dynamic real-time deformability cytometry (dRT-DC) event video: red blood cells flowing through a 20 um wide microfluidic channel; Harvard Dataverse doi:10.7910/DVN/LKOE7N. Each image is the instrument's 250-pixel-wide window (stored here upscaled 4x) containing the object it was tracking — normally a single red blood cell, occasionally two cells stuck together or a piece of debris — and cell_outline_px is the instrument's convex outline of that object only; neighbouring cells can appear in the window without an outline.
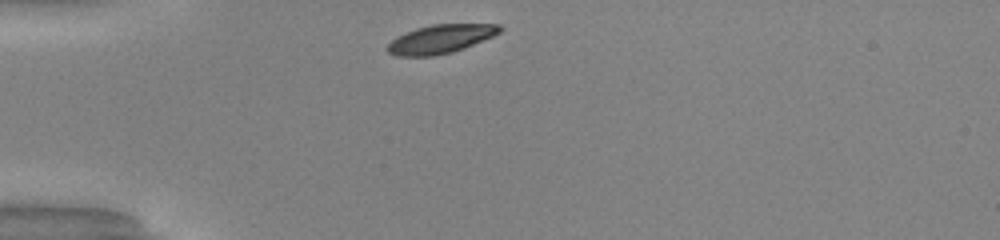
{"species": "common noctule bat (a hibernating species)", "species_latin": "Nyctalus noctula", "temperature_condition": "warm", "stored_images_in_passage": 29, "camera_frame_rate_fps": 3000, "um_per_image_px": 0.085, "animal": {"sex": "male", "body_mass_g": 20.0, "forearm_length_mm": 53.3}, "frame": {"image": 1, "passage_image": 1, "time_ms": 0.0, "image_size_px": [1000, 240], "cell_outline_px": [[504, 28], [500, 32], [492, 36], [464, 48], [452, 52], [432, 56], [396, 56], [388, 52], [388, 44], [396, 36], [416, 28], [432, 24], [500, 24]], "centroid_in_image_um": [37.45, 3.31], "position_along_channel_um": 47.6, "area_um2": 18.67}}
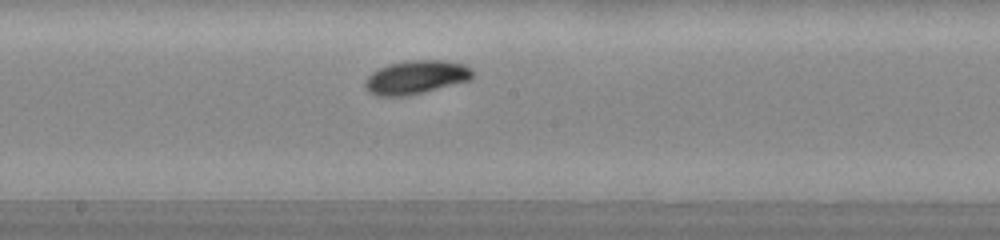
{"frame": {"image": 2, "passage_image": 15, "time_ms": 4.667, "image_size_px": [1000, 240], "cell_outline_px": [[472, 76], [468, 80], [424, 92], [404, 96], [376, 96], [368, 92], [364, 84], [368, 76], [372, 72], [380, 68], [392, 64], [412, 60], [444, 60], [464, 64], [472, 72]], "centroid_in_image_um": [35.32, 6.57], "position_along_channel_um": 212.9, "area_um2": 20.63}}
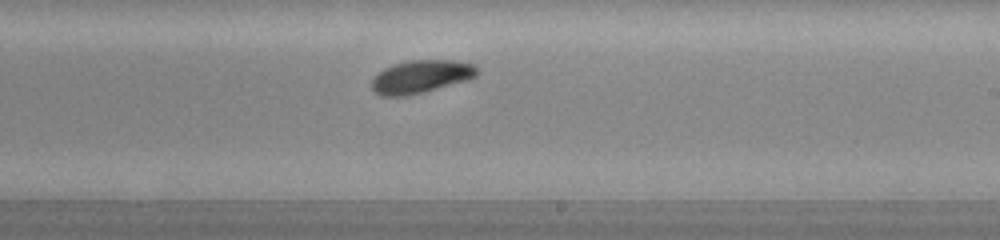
{"frame": {"image": 3, "passage_image": 18, "time_ms": 5.667, "image_size_px": [1000, 240], "cell_outline_px": [[476, 76], [472, 80], [424, 92], [404, 96], [380, 96], [372, 88], [372, 80], [384, 68], [408, 60], [456, 60], [476, 64]], "centroid_in_image_um": [35.85, 6.51], "position_along_channel_um": 253.2, "area_um2": 20.35}, "authors_computed_cell_mechanics": {"area_um2": 20.1144, "velocity_mm_per_s": 4.0594, "shape_relaxation_time_tau1_ms": 1.3464, "shape_relaxation_time_tau2_ms": null, "deformation_change_tau1": 0.1282, "deformation_change_tau2": null}}